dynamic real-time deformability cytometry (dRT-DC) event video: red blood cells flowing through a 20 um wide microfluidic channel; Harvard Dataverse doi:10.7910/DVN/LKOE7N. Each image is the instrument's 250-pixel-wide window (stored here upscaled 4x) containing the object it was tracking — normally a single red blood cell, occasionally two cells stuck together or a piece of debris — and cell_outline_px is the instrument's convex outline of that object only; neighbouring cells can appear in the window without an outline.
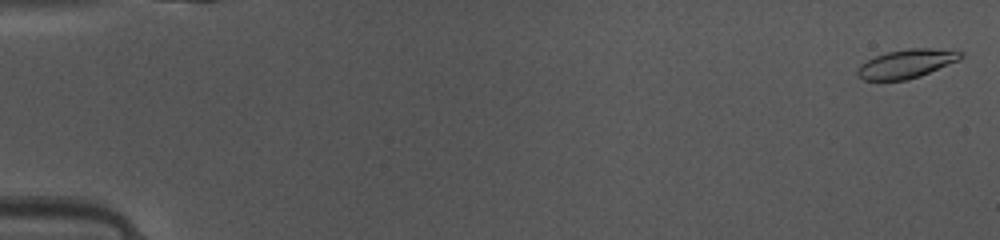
{"species": "common noctule bat (a hibernating species)", "species_latin": "Nyctalus noctula", "temperature_condition": "warm", "stored_images_in_passage": 48, "camera_frame_rate_fps": 3000, "um_per_image_px": 0.085, "animal": {"sex": "female", "body_mass_g": 10.0, "forearm_length_mm": 53.1}, "frame": {"image": 1, "passage_image": 1, "time_ms": 0.0, "image_size_px": [1000, 240], "cell_outline_px": [[964, 56], [960, 60], [920, 76], [908, 80], [864, 80], [856, 76], [856, 72], [868, 60], [876, 56], [888, 52], [908, 48], [932, 48], [964, 52]], "centroid_in_image_um": [77.1, 5.42], "position_along_channel_um": 7.9, "area_um2": 17.17}}
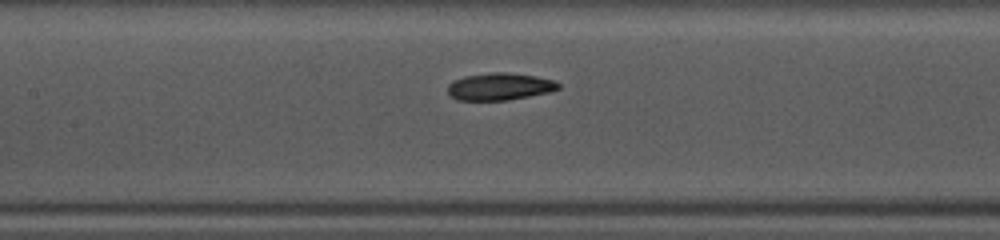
{"frame": {"image": 2, "passage_image": 23, "time_ms": 7.333, "image_size_px": [1000, 240], "cell_outline_px": [[560, 88], [552, 92], [508, 100], [456, 100], [448, 92], [448, 84], [464, 76], [488, 72], [508, 72], [536, 76], [552, 80], [560, 84]], "centroid_in_image_um": [42.5, 7.35], "position_along_channel_um": 164.9, "area_um2": 17.63}}
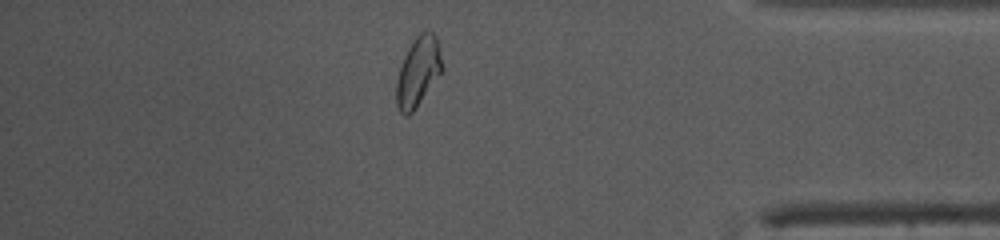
{"frame": {"image": 3, "passage_image": 42, "time_ms": 13.667, "image_size_px": [1000, 240], "cell_outline_px": [[444, 68], [412, 112], [408, 116], [404, 116], [400, 112], [396, 104], [396, 80], [404, 56], [408, 48], [416, 36], [420, 32], [428, 28], [436, 36]], "centroid_in_image_um": [35.53, 6.06], "position_along_channel_um": 399.7, "area_um2": 18.44}, "authors_computed_cell_mechanics": {"area_um2": 17.9469, "velocity_mm_per_s": 4.1339, "shape_relaxation_time_tau1_ms": 2.7355, "shape_relaxation_time_tau2_ms": 2.5073, "deformation_change_tau1": 0.1087, "deformation_change_tau2": 0.0782}}